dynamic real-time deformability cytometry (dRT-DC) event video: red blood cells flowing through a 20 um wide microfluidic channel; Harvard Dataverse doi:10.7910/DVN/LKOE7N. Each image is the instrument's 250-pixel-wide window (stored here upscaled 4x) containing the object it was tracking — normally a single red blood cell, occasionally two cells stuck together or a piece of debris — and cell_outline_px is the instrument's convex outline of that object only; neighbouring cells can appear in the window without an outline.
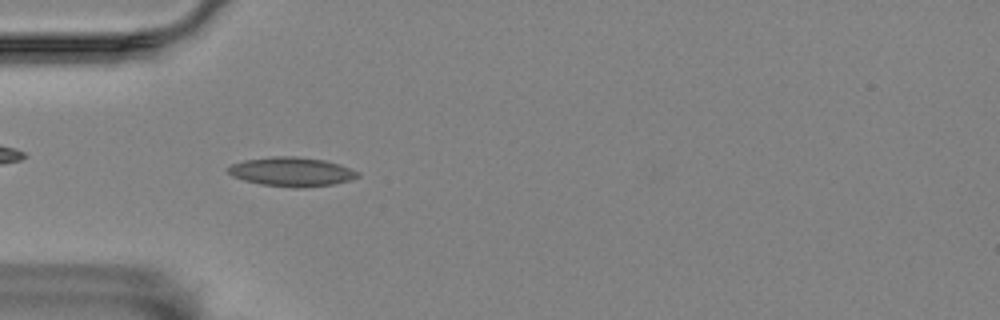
{"species": "Egyptian fruit bat (a non-hibernating species)", "species_latin": "Rousettus aegyptiacus", "temperature_condition": "room temperature", "stored_images_in_passage": 4, "camera_frame_rate_fps": 3000, "um_per_image_px": 0.085, "animal": {"sex": "female"}, "frame": {"image": 1, "passage_image": 2, "time_ms": 1.0, "image_size_px": [1000, 320], "cell_outline_px": [[360, 176], [348, 180], [332, 184], [300, 188], [292, 188], [260, 184], [244, 180], [232, 176], [224, 168], [232, 164], [244, 160], [272, 156], [296, 156], [324, 160], [360, 172]], "centroid_in_image_um": [24.73, 14.6], "position_along_channel_um": 60.3, "area_um2": 21.96}}
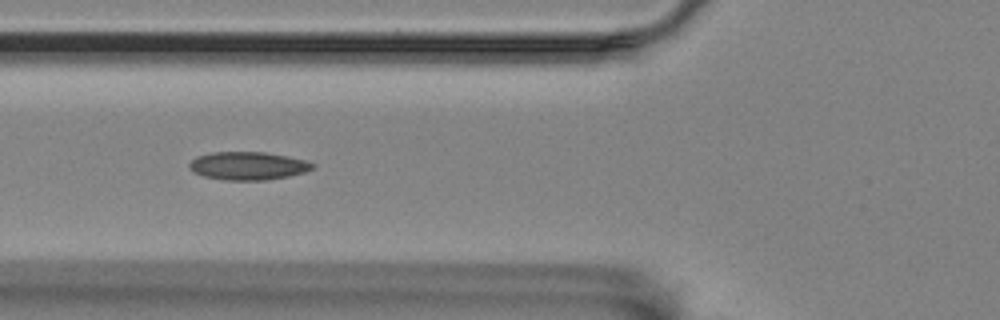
{"frame": {"image": 2, "passage_image": 3, "time_ms": 2.333, "image_size_px": [1000, 320], "cell_outline_px": [[316, 164], [312, 168], [304, 172], [288, 176], [268, 180], [224, 180], [204, 176], [192, 172], [188, 168], [188, 164], [196, 156], [212, 152], [264, 152], [288, 156], [304, 160]], "centroid_in_image_um": [21.04, 14.09], "position_along_channel_um": 104.8, "area_um2": 20.23}}
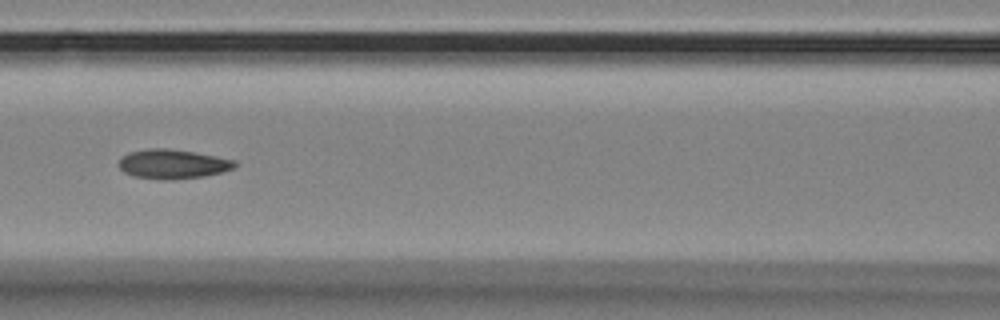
{"frame": {"image": 3, "passage_image": 4, "time_ms": 3.667, "image_size_px": [1000, 320], "cell_outline_px": [[240, 164], [236, 168], [224, 172], [204, 176], [172, 180], [164, 180], [132, 176], [124, 172], [116, 164], [128, 152], [148, 148], [164, 148], [192, 152], [216, 156], [236, 160]], "centroid_in_image_um": [14.72, 13.95], "position_along_channel_um": 151.9, "area_um2": 20.11}}